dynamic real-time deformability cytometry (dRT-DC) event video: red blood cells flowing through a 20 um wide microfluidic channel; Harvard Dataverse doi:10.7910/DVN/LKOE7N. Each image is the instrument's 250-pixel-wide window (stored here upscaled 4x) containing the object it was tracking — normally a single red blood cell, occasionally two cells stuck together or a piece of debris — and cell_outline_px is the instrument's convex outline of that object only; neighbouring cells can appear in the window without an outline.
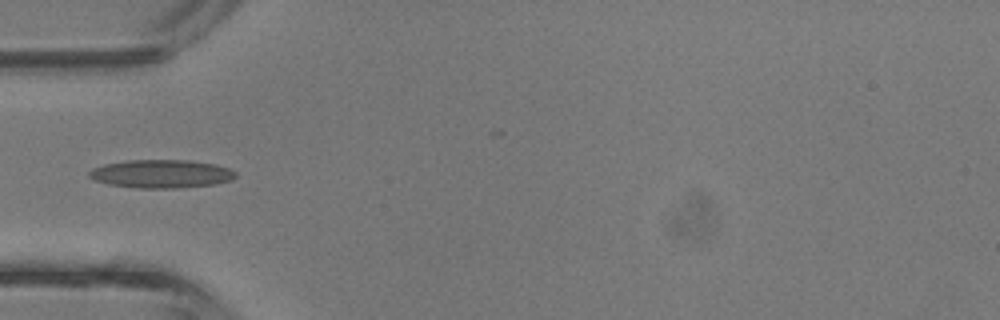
{"species": "common noctule bat (a hibernating species)", "species_latin": "Nyctalus noctula", "temperature_condition": "room temperature", "stored_images_in_passage": 4, "camera_frame_rate_fps": 3000, "um_per_image_px": 0.085, "animal": {"sex": "male", "body_mass_g": 13.3}, "frame": {"image": 1, "passage_image": 4, "time_ms": 1.0, "image_size_px": [1000, 320], "cell_outline_px": [[236, 176], [232, 180], [216, 184], [176, 188], [140, 188], [108, 184], [92, 180], [88, 176], [88, 172], [92, 168], [104, 164], [128, 160], [188, 160], [216, 164], [228, 168], [236, 172]], "centroid_in_image_um": [13.69, 14.77], "position_along_channel_um": 71.3, "area_um2": 24.28}}